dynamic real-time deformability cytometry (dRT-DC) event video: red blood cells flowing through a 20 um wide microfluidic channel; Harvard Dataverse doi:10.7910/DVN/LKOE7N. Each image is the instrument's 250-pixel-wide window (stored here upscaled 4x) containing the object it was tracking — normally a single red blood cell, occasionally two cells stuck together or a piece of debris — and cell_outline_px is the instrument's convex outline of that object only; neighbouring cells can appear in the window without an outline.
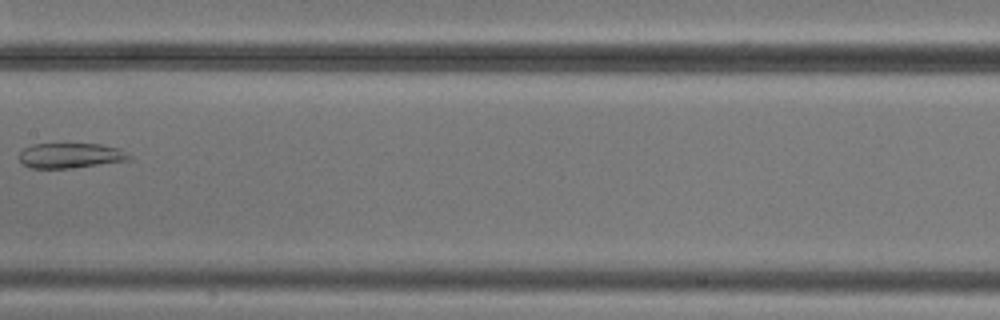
{"species": "common noctule bat (a hibernating species)", "species_latin": "Nyctalus noctula", "temperature_condition": "cold", "stored_images_in_passage": 8, "camera_frame_rate_fps": 3000, "um_per_image_px": 0.085, "animal": {"sex": "male", "body_mass_g": 20.5, "forearm_length_mm": 52.5}, "frame": {"image": 1, "passage_image": 8, "time_ms": 8.333, "image_size_px": [1000, 320], "cell_outline_px": [[132, 156], [128, 160], [72, 168], [32, 168], [24, 164], [20, 160], [20, 152], [24, 148], [32, 144], [100, 144], [116, 148]], "centroid_in_image_um": [5.96, 13.22], "position_along_channel_um": 201.4, "area_um2": 15.78}}